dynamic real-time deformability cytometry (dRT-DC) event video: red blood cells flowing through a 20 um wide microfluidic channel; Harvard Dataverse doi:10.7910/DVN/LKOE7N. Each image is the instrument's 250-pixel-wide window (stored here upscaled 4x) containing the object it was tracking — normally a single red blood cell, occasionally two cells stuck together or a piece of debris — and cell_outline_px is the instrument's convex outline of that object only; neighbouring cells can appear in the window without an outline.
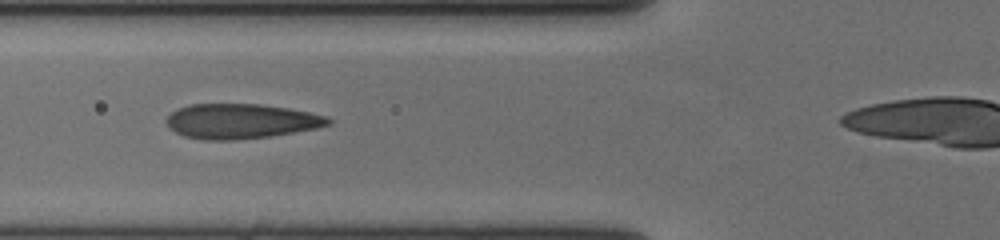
{"species": "human", "species_latin": "Homo sapiens", "temperature_condition": "cold", "stored_images_in_passage": 42, "camera_frame_rate_fps": 3000, "um_per_image_px": 0.085, "donor": {"sex": "female"}, "frame": {"image": 1, "passage_image": 14, "time_ms": 4.333, "image_size_px": [1000, 240], "cell_outline_px": [[332, 124], [316, 128], [268, 136], [236, 140], [204, 140], [184, 136], [176, 132], [164, 120], [172, 112], [188, 104], [260, 104], [288, 108], [328, 116], [332, 120]], "centroid_in_image_um": [20.49, 10.3], "position_along_channel_um": 105.3, "area_um2": 32.71}}
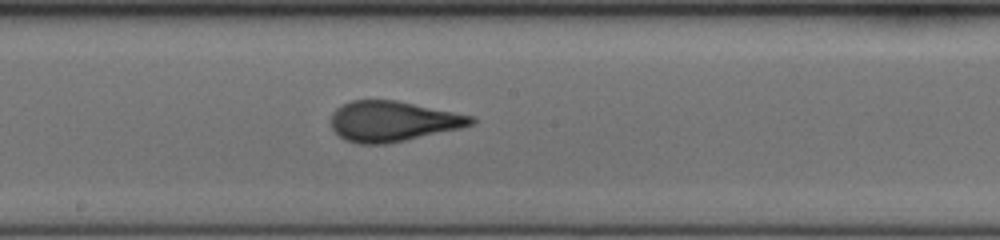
{"frame": {"image": 2, "passage_image": 23, "time_ms": 7.333, "image_size_px": [1000, 240], "cell_outline_px": [[476, 124], [460, 128], [388, 144], [356, 144], [344, 140], [332, 128], [332, 112], [336, 108], [352, 100], [396, 100], [476, 116]], "centroid_in_image_um": [33.42, 10.31], "position_along_channel_um": 214.8, "area_um2": 33.12}}
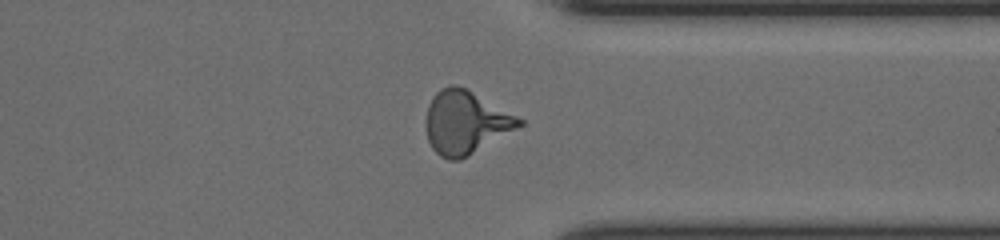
{"frame": {"image": 3, "passage_image": 36, "time_ms": 11.667, "image_size_px": [1000, 240], "cell_outline_px": [[524, 124], [468, 156], [460, 160], [448, 160], [440, 156], [432, 148], [428, 140], [424, 124], [424, 120], [428, 104], [432, 96], [440, 88], [452, 84], [456, 84], [464, 88], [524, 120]], "centroid_in_image_um": [39.51, 10.41], "position_along_channel_um": 371.9, "area_um2": 34.16}, "authors_computed_cell_mechanics": {"area_um2": 32.5125, "velocity_mm_per_s": 3.6631, "shape_relaxation_time_tau1_ms": 6.7132, "shape_relaxation_time_tau2_ms": 0.6343, "deformation_change_tau1": 0.2163, "deformation_change_tau2": 0.0709}}